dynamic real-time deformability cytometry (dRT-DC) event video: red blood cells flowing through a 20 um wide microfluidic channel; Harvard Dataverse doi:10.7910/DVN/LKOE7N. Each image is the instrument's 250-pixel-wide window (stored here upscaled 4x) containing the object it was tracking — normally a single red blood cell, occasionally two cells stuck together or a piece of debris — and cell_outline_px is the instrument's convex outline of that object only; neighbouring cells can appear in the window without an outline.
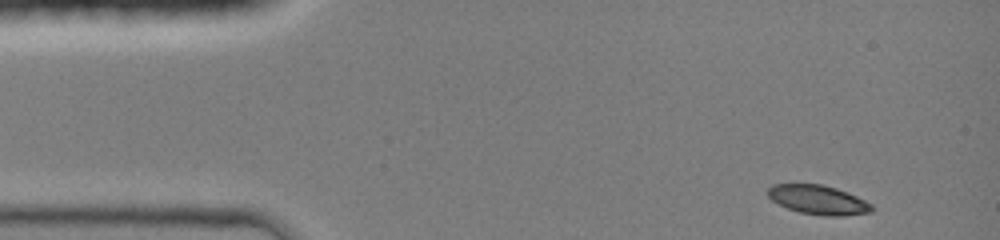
{"species": "common noctule bat (a hibernating species)", "species_latin": "Nyctalus noctula", "temperature_condition": "room temperature", "stored_images_in_passage": 40, "camera_frame_rate_fps": 3000, "um_per_image_px": 0.085, "animal": {"sex": "female", "body_mass_g": 19.0, "forearm_length_mm": 51.5}, "frame": {"image": 1, "passage_image": 1, "time_ms": 0.0, "image_size_px": [1000, 240], "cell_outline_px": [[876, 208], [872, 212], [840, 216], [824, 216], [800, 212], [788, 208], [772, 200], [768, 196], [768, 188], [772, 184], [820, 184], [836, 188], [848, 192], [872, 204]], "centroid_in_image_um": [69.58, 16.99], "position_along_channel_um": 15.4, "area_um2": 17.69}}
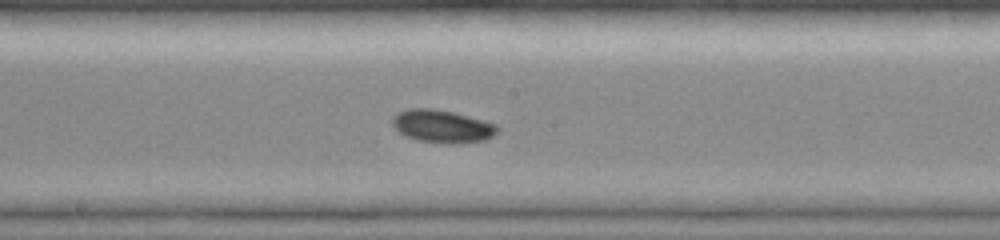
{"frame": {"image": 2, "passage_image": 21, "time_ms": 6.667, "image_size_px": [1000, 240], "cell_outline_px": [[500, 128], [492, 136], [484, 140], [460, 144], [452, 144], [416, 140], [400, 132], [392, 124], [392, 116], [408, 108], [432, 108], [452, 112], [496, 124]], "centroid_in_image_um": [37.59, 10.74], "position_along_channel_um": 210.6, "area_um2": 19.88}}
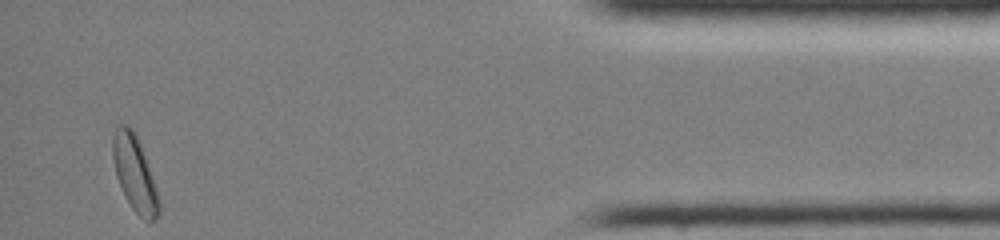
{"frame": {"image": 3, "passage_image": 40, "time_ms": 13.0, "image_size_px": [1000, 240], "cell_outline_px": [[160, 212], [156, 220], [144, 220], [132, 208], [116, 176], [112, 156], [112, 136], [116, 124], [128, 124], [132, 128], [140, 144], [160, 200]], "centroid_in_image_um": [11.43, 14.71], "position_along_channel_um": 423.8, "area_um2": 20.0}}